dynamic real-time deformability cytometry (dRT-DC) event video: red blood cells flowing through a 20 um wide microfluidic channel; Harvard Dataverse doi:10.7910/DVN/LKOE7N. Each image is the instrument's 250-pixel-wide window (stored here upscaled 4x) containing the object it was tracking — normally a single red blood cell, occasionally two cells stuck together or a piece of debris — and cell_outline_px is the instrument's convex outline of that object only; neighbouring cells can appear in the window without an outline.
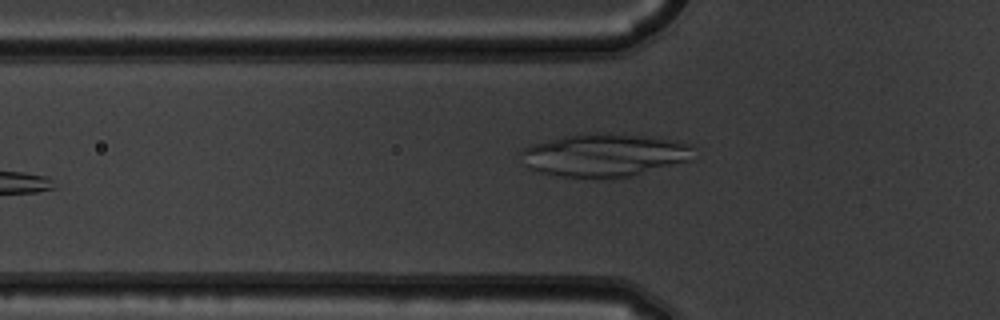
{"species": "common noctule bat (a hibernating species)", "species_latin": "Nyctalus noctula", "temperature_condition": "warm", "stored_images_in_passage": 6, "camera_frame_rate_fps": 3000, "um_per_image_px": 0.085, "animal": {"sex": "male", "body_mass_g": 19.5, "forearm_length_mm": 54.6}, "frame": {"image": 1, "passage_image": 6, "time_ms": 1.667, "image_size_px": [1000, 320], "cell_outline_px": [[696, 160], [636, 176], [612, 180], [608, 180], [560, 176], [540, 172], [528, 168], [524, 164], [520, 152], [528, 144], [564, 136], [588, 132], [592, 132], [652, 136], [676, 140], [688, 144], [692, 148]], "centroid_in_image_um": [51.44, 13.21], "position_along_channel_um": 74.4, "area_um2": 44.85}}